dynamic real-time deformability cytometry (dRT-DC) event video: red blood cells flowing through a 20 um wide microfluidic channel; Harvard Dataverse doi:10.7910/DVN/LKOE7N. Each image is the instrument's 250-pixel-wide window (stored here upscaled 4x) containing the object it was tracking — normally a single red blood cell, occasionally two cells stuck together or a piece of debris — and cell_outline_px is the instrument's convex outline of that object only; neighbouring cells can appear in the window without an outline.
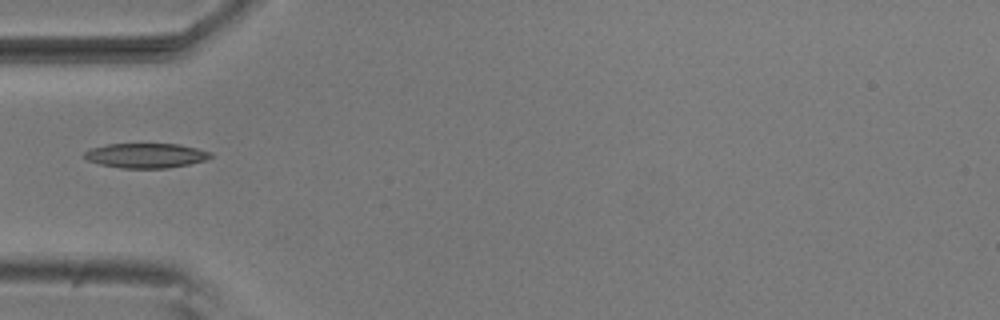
{"species": "common noctule bat (a hibernating species)", "species_latin": "Nyctalus noctula", "temperature_condition": "room temperature", "stored_images_in_passage": 5, "camera_frame_rate_fps": 3000, "um_per_image_px": 0.085, "animal": {"sex": "male", "body_mass_g": 20.5, "forearm_length_mm": 52.5}, "frame": {"image": 1, "passage_image": 5, "time_ms": 1.333, "image_size_px": [1000, 320], "cell_outline_px": [[212, 156], [204, 160], [188, 164], [168, 168], [120, 168], [100, 164], [88, 160], [84, 156], [84, 152], [92, 148], [108, 144], [180, 144], [212, 152]], "centroid_in_image_um": [12.41, 13.22], "position_along_channel_um": 72.6, "area_um2": 18.03}}